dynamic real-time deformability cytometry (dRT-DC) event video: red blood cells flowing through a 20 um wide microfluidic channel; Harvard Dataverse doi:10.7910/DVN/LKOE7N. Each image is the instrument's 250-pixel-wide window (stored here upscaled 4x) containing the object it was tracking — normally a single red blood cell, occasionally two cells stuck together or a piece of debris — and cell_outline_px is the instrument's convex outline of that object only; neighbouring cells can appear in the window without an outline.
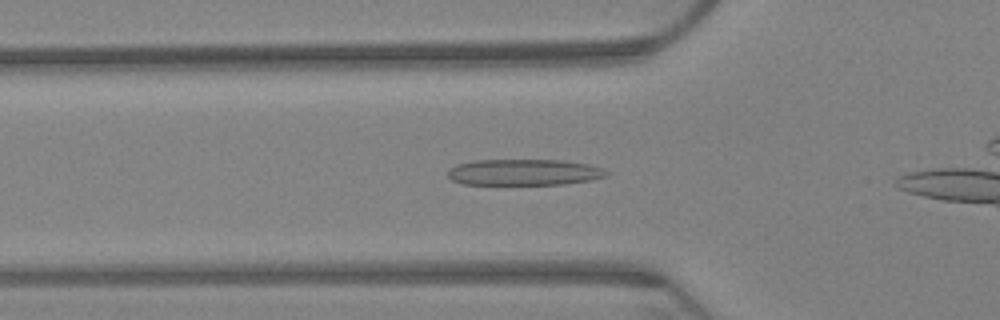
{"species": "Egyptian fruit bat (a non-hibernating species)", "species_latin": "Rousettus aegyptiacus", "temperature_condition": "warm", "stored_images_in_passage": 45, "camera_frame_rate_fps": 3000, "um_per_image_px": 0.085, "animal": {"sex": "female"}, "frame": {"image": 1, "passage_image": 15, "time_ms": 4.667, "image_size_px": [1000, 320], "cell_outline_px": [[608, 172], [604, 176], [592, 180], [564, 184], [464, 184], [452, 180], [448, 176], [448, 172], [456, 164], [476, 160], [564, 160], [588, 164], [600, 168]], "centroid_in_image_um": [44.53, 14.64], "position_along_channel_um": 81.3, "area_um2": 23.99}}
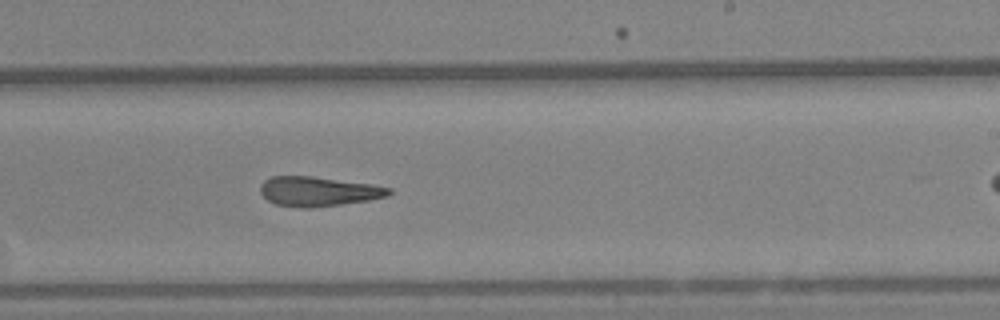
{"frame": {"image": 2, "passage_image": 32, "time_ms": 10.333, "image_size_px": [1000, 320], "cell_outline_px": [[392, 192], [388, 196], [368, 200], [340, 204], [308, 208], [304, 208], [276, 204], [268, 200], [260, 192], [260, 188], [264, 180], [272, 176], [312, 176], [372, 184], [392, 188]], "centroid_in_image_um": [27.07, 16.26], "position_along_channel_um": 261.9, "area_um2": 22.02}}
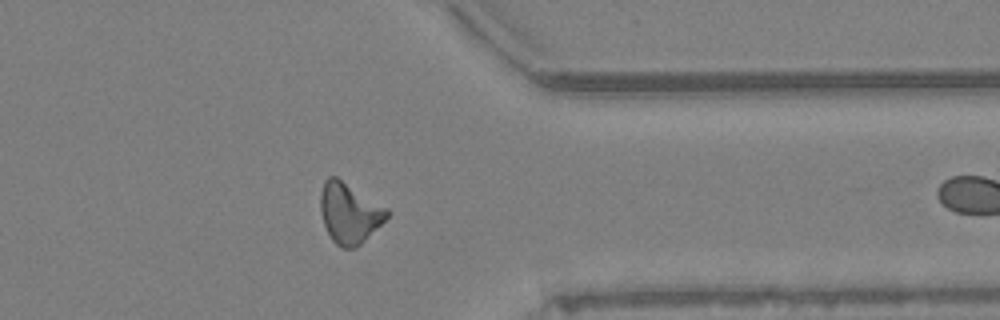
{"frame": {"image": 3, "passage_image": 44, "time_ms": 14.333, "image_size_px": [1000, 320], "cell_outline_px": [[388, 216], [356, 248], [340, 248], [332, 240], [324, 224], [320, 212], [320, 192], [324, 180], [328, 176], [336, 176], [388, 208]], "centroid_in_image_um": [29.66, 18.09], "position_along_channel_um": 381.7, "area_um2": 23.29}}